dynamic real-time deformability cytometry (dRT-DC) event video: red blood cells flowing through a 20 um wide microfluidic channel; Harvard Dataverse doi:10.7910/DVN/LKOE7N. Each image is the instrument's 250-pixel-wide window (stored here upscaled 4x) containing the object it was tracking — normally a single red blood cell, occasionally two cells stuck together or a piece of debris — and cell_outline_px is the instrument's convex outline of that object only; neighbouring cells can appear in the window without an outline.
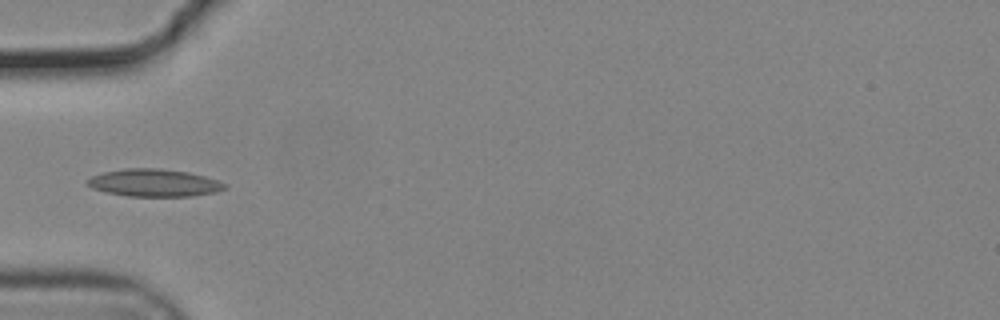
{"species": "common noctule bat (a hibernating species)", "species_latin": "Nyctalus noctula", "temperature_condition": "cold", "stored_images_in_passage": 6, "camera_frame_rate_fps": 3000, "um_per_image_px": 0.085, "animal": {"sex": "male", "body_mass_g": 19.2, "forearm_length_mm": 51.8}, "frame": {"image": 1, "passage_image": 1, "time_ms": 0.0, "image_size_px": [1000, 320], "cell_outline_px": [[228, 188], [216, 192], [192, 196], [128, 196], [104, 192], [92, 188], [84, 180], [92, 176], [104, 172], [124, 168], [160, 168], [188, 172], [204, 176], [228, 184]], "centroid_in_image_um": [13.1, 15.54], "position_along_channel_um": 71.9, "area_um2": 22.14}}
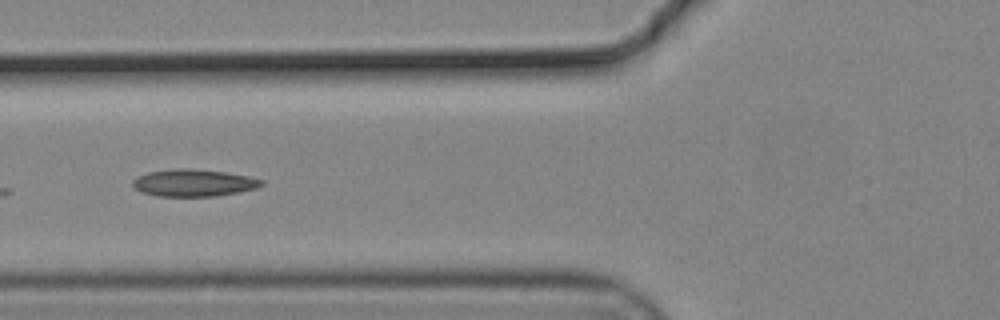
{"frame": {"image": 2, "passage_image": 4, "time_ms": 1.0, "image_size_px": [1000, 320], "cell_outline_px": [[264, 184], [256, 188], [240, 192], [216, 196], [156, 196], [144, 192], [136, 188], [132, 184], [132, 180], [148, 172], [176, 168], [192, 168], [224, 172], [248, 176], [264, 180]], "centroid_in_image_um": [16.5, 15.54], "position_along_channel_um": 109.3, "area_um2": 20.29}}